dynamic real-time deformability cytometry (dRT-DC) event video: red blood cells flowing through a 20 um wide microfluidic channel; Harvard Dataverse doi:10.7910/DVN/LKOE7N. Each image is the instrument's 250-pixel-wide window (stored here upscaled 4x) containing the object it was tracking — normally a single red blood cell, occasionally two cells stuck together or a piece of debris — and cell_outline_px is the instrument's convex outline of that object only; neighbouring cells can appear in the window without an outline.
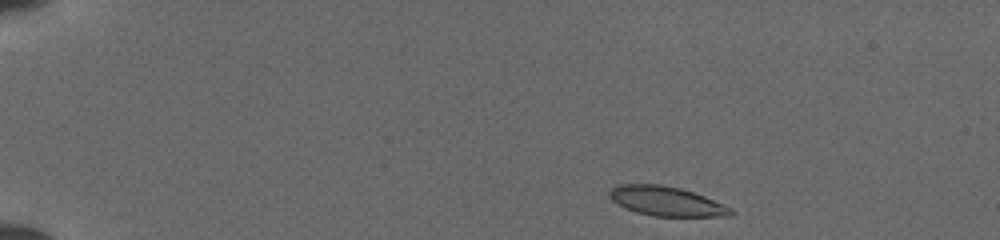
{"species": "common noctule bat (a hibernating species)", "species_latin": "Nyctalus noctula", "temperature_condition": "cold", "stored_images_in_passage": 43, "camera_frame_rate_fps": 3000, "um_per_image_px": 0.085, "animal": {"sex": "female", "body_mass_g": 19.5, "forearm_length_mm": 54.1}, "frame": {"image": 1, "passage_image": 2, "time_ms": 0.333, "image_size_px": [1000, 240], "cell_outline_px": [[736, 212], [732, 216], [652, 216], [636, 212], [624, 208], [612, 200], [608, 196], [608, 192], [612, 188], [620, 184], [660, 184], [680, 188], [704, 196], [732, 208]], "centroid_in_image_um": [56.64, 17.11], "position_along_channel_um": 28.4, "area_um2": 20.87}}
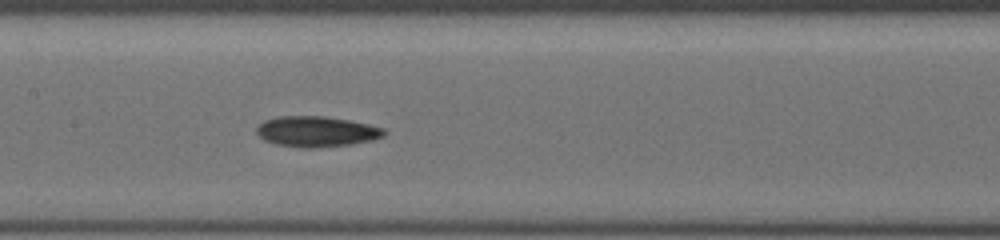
{"frame": {"image": 2, "passage_image": 20, "time_ms": 6.333, "image_size_px": [1000, 240], "cell_outline_px": [[388, 132], [384, 136], [372, 140], [352, 144], [312, 148], [304, 148], [276, 144], [264, 140], [256, 132], [256, 128], [264, 120], [276, 116], [324, 116], [348, 120], [368, 124], [384, 128]], "centroid_in_image_um": [26.91, 11.18], "position_along_channel_um": 180.5, "area_um2": 22.77}}
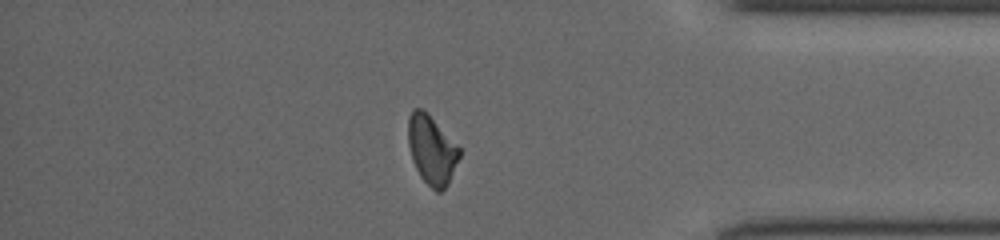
{"frame": {"image": 3, "passage_image": 37, "time_ms": 12.0, "image_size_px": [1000, 240], "cell_outline_px": [[460, 156], [448, 184], [440, 192], [436, 192], [420, 176], [412, 160], [408, 144], [408, 116], [412, 108], [420, 108], [460, 148]], "centroid_in_image_um": [36.67, 12.77], "position_along_channel_um": 398.5, "area_um2": 20.06}}